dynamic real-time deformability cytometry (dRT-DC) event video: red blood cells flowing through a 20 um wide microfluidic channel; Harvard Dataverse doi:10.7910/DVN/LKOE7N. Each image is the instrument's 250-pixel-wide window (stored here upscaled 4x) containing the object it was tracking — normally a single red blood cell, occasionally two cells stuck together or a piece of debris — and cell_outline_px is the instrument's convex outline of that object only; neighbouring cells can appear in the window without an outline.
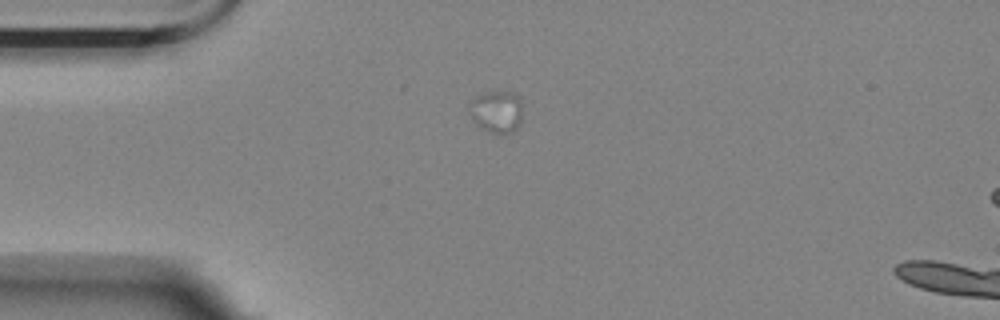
{"species": "Egyptian fruit bat (a non-hibernating species)", "species_latin": "Rousettus aegyptiacus", "temperature_condition": "room temperature", "stored_images_in_passage": 2, "camera_frame_rate_fps": 3000, "um_per_image_px": 0.085, "animal": {"sex": "female"}, "frame": {"image": 1, "passage_image": 1, "time_ms": 0.0, "image_size_px": [1000, 320], "cell_outline_px": [[520, 120], [516, 128], [512, 132], [492, 132], [484, 128], [472, 116], [472, 100], [476, 96], [484, 92], [516, 92], [520, 96]], "centroid_in_image_um": [42.27, 9.43], "position_along_channel_um": 42.7, "area_um2": 12.25}}